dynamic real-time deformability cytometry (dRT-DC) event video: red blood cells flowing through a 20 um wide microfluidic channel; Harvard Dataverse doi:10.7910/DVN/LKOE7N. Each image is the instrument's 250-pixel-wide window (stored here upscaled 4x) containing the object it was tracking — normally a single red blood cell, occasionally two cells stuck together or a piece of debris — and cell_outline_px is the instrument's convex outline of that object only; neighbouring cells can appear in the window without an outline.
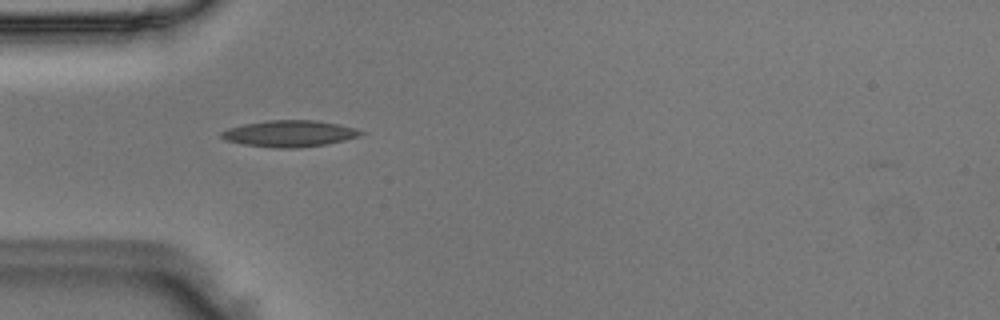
{"species": "Egyptian fruit bat (a non-hibernating species)", "species_latin": "Rousettus aegyptiacus", "temperature_condition": "room temperature", "stored_images_in_passage": 37, "camera_frame_rate_fps": 3000, "um_per_image_px": 0.085, "animal": {"sex": "male"}, "frame": {"image": 1, "passage_image": 1, "time_ms": 0.0, "image_size_px": [1000, 320], "cell_outline_px": [[368, 132], [360, 136], [344, 140], [324, 144], [300, 148], [276, 148], [244, 144], [224, 140], [220, 136], [220, 132], [228, 128], [244, 124], [268, 120], [316, 120], [340, 124], [356, 128]], "centroid_in_image_um": [24.64, 11.35], "position_along_channel_um": 60.4, "area_um2": 21.62}}
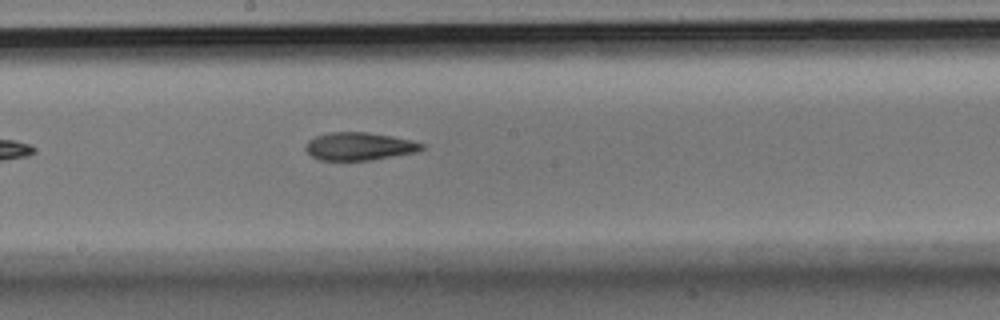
{"frame": {"image": 2, "passage_image": 13, "time_ms": 4.0, "image_size_px": [1000, 320], "cell_outline_px": [[428, 144], [424, 148], [416, 152], [372, 160], [320, 160], [312, 156], [304, 148], [308, 140], [316, 136], [332, 132], [368, 132], [392, 136], [412, 140]], "centroid_in_image_um": [30.58, 12.43], "position_along_channel_um": 217.6, "area_um2": 18.96}}
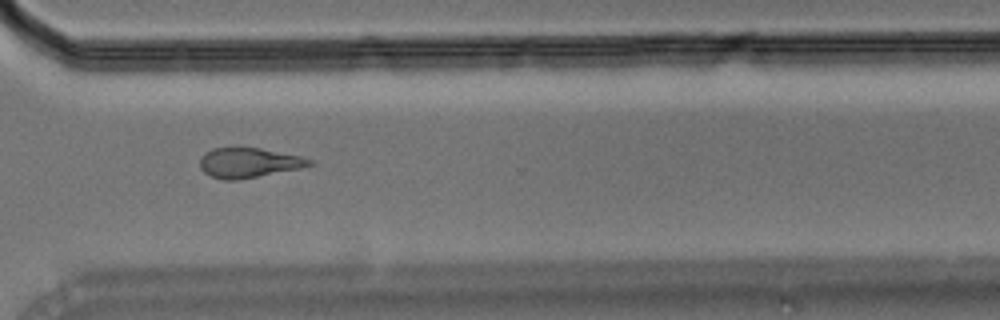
{"frame": {"image": 3, "passage_image": 23, "time_ms": 7.333, "image_size_px": [1000, 320], "cell_outline_px": [[316, 164], [300, 168], [240, 180], [224, 180], [208, 176], [200, 168], [200, 156], [204, 152], [212, 148], [260, 148], [300, 156], [312, 160]], "centroid_in_image_um": [21.11, 13.84], "position_along_channel_um": 349.5, "area_um2": 19.19}}